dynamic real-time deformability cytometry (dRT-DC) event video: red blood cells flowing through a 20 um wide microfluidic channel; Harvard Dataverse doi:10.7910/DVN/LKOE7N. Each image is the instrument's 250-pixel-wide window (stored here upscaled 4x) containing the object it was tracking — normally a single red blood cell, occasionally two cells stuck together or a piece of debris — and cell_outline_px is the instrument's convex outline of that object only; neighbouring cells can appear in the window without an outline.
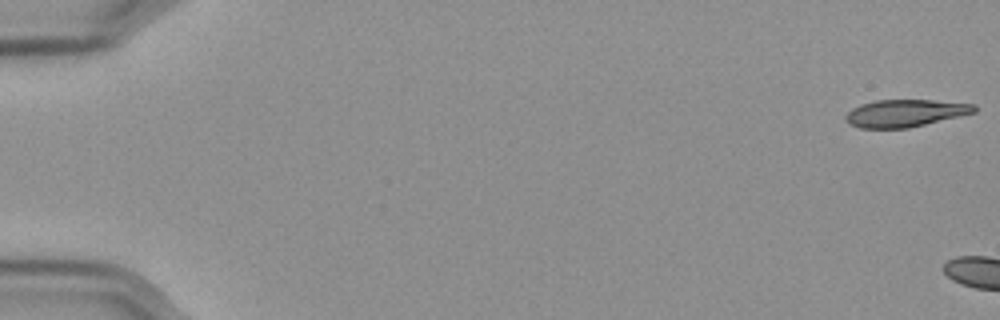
{"species": "Egyptian fruit bat (a non-hibernating species)", "species_latin": "Rousettus aegyptiacus", "temperature_condition": "cold", "stored_images_in_passage": 5, "camera_frame_rate_fps": 3000, "um_per_image_px": 0.085, "frame": {"image": 1, "passage_image": 1, "time_ms": 0.0, "image_size_px": [1000, 320], "cell_outline_px": [[976, 112], [960, 116], [908, 128], [860, 128], [848, 124], [844, 120], [844, 116], [852, 108], [860, 104], [876, 100], [932, 100], [976, 104]], "centroid_in_image_um": [76.91, 9.62], "position_along_channel_um": 8.1, "area_um2": 20.58}}